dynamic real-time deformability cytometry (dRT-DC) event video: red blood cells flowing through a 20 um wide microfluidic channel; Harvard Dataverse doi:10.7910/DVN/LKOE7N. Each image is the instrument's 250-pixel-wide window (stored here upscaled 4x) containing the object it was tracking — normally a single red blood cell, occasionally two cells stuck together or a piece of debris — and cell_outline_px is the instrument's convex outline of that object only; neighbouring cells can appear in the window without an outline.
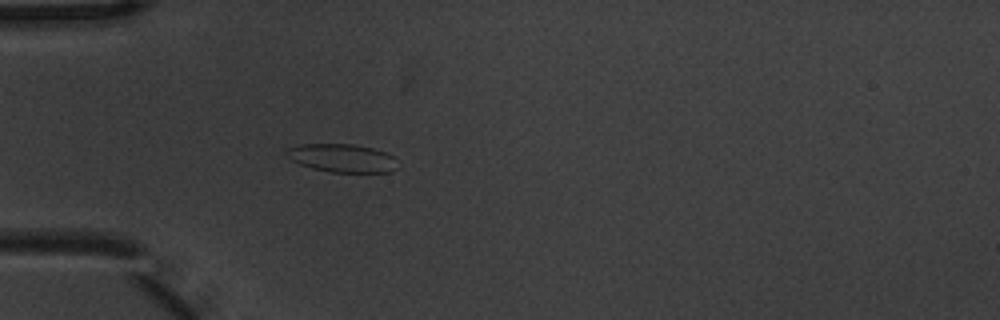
{"species": "common noctule bat (a hibernating species)", "species_latin": "Nyctalus noctula", "temperature_condition": "warm", "stored_images_in_passage": 5, "camera_frame_rate_fps": 3000, "um_per_image_px": 0.085, "animal": {"sex": "male", "body_mass_g": 20.1, "forearm_length_mm": 53.5}, "frame": {"image": 1, "passage_image": 5, "time_ms": 1.333, "image_size_px": [1000, 320], "cell_outline_px": [[400, 168], [392, 172], [332, 172], [312, 168], [300, 164], [284, 156], [284, 152], [288, 148], [300, 144], [352, 144], [372, 148], [384, 152], [392, 156]], "centroid_in_image_um": [29.07, 13.44], "position_along_channel_um": 55.9, "area_um2": 18.38}}